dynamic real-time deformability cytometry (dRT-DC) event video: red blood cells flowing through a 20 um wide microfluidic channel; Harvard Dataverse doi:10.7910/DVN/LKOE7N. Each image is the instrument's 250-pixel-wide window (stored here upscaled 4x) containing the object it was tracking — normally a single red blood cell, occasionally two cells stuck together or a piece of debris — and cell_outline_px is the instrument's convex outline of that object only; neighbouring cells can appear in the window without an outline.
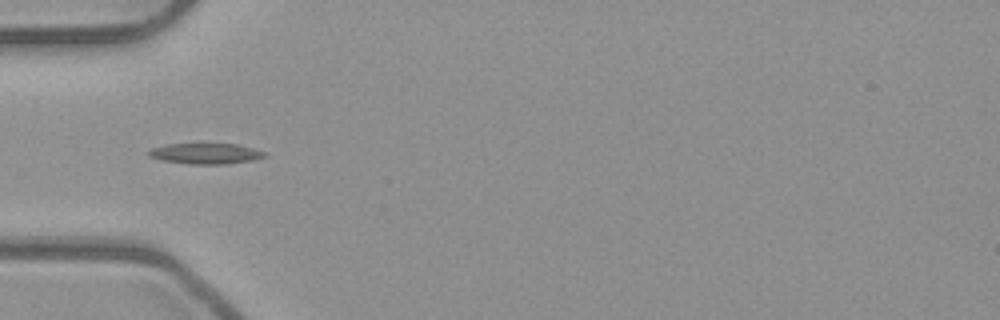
{"species": "common noctule bat (a hibernating species)", "species_latin": "Nyctalus noctula", "temperature_condition": "room temperature", "stored_images_in_passage": 10, "camera_frame_rate_fps": 3000, "um_per_image_px": 0.085, "animal": {"sex": "male", "body_mass_g": 23.1, "forearm_length_mm": 52.7}, "frame": {"image": 1, "passage_image": 4, "time_ms": 1.0, "image_size_px": [1000, 320], "cell_outline_px": [[268, 156], [252, 160], [228, 164], [188, 164], [160, 160], [148, 156], [148, 152], [152, 148], [168, 144], [236, 144], [252, 148], [264, 152]], "centroid_in_image_um": [17.46, 13.06], "position_along_channel_um": 67.5, "area_um2": 13.93}}
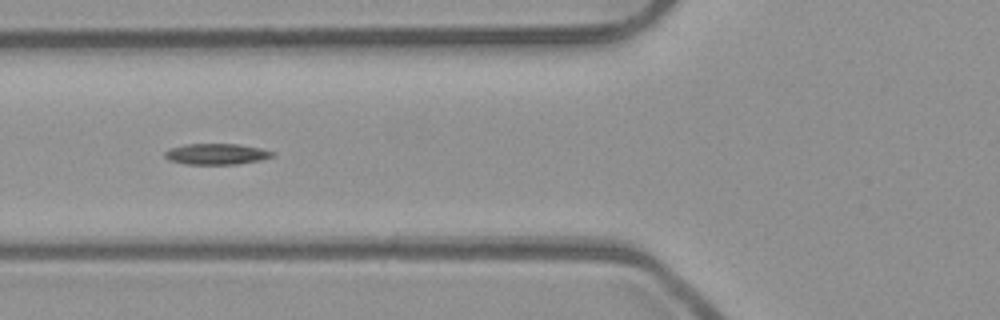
{"frame": {"image": 2, "passage_image": 7, "time_ms": 2.0, "image_size_px": [1000, 320], "cell_outline_px": [[276, 156], [260, 160], [236, 164], [184, 164], [168, 160], [164, 156], [164, 152], [168, 148], [184, 144], [240, 144], [260, 148], [276, 152]], "centroid_in_image_um": [18.39, 13.09], "position_along_channel_um": 107.4, "area_um2": 13.35}}
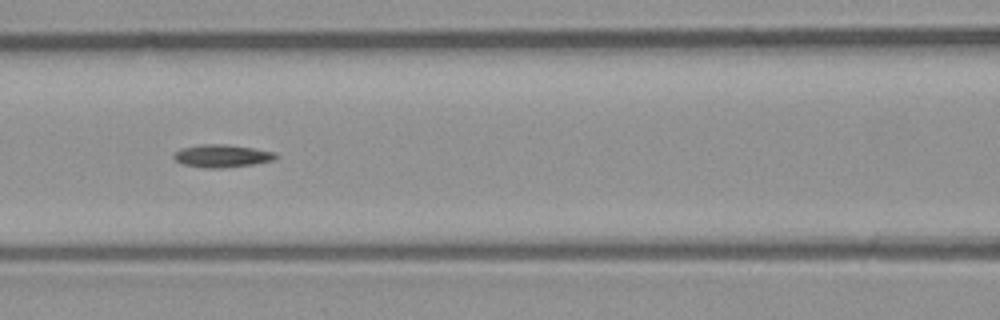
{"frame": {"image": 3, "passage_image": 10, "time_ms": 3.0, "image_size_px": [1000, 320], "cell_outline_px": [[280, 156], [272, 160], [252, 164], [224, 168], [204, 168], [184, 164], [176, 160], [172, 156], [180, 148], [200, 144], [224, 144], [252, 148], [276, 152]], "centroid_in_image_um": [18.87, 13.25], "position_along_channel_um": 147.7, "area_um2": 13.47}}